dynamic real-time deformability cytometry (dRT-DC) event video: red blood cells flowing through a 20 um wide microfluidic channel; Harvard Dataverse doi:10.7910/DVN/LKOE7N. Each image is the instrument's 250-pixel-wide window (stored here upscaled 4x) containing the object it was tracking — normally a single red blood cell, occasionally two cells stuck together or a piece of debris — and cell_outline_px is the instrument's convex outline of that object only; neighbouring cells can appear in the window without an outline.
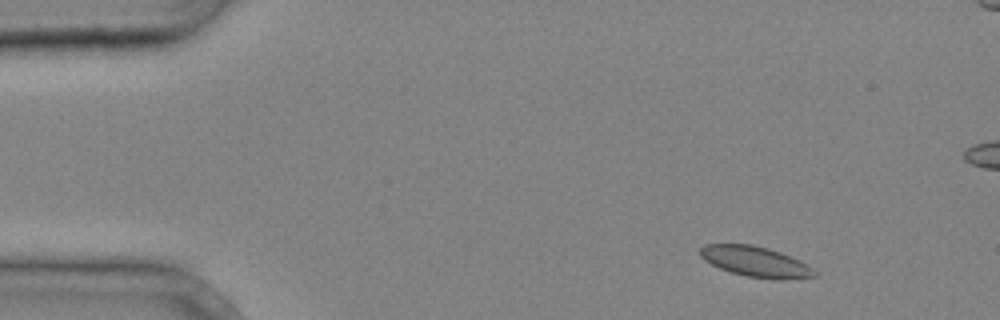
{"species": "common noctule bat (a hibernating species)", "species_latin": "Nyctalus noctula", "temperature_condition": "cold", "stored_images_in_passage": 3, "camera_frame_rate_fps": 3000, "um_per_image_px": 0.085, "animal": {"sex": "male", "body_mass_g": 20.4}, "frame": {"image": 1, "passage_image": 1, "time_ms": 0.0, "image_size_px": [1000, 320], "cell_outline_px": [[820, 276], [748, 276], [732, 272], [720, 268], [704, 260], [700, 256], [700, 248], [704, 244], [752, 244], [768, 248], [780, 252], [800, 260], [812, 268]], "centroid_in_image_um": [64.12, 22.16], "position_along_channel_um": 20.9, "area_um2": 19.19}}